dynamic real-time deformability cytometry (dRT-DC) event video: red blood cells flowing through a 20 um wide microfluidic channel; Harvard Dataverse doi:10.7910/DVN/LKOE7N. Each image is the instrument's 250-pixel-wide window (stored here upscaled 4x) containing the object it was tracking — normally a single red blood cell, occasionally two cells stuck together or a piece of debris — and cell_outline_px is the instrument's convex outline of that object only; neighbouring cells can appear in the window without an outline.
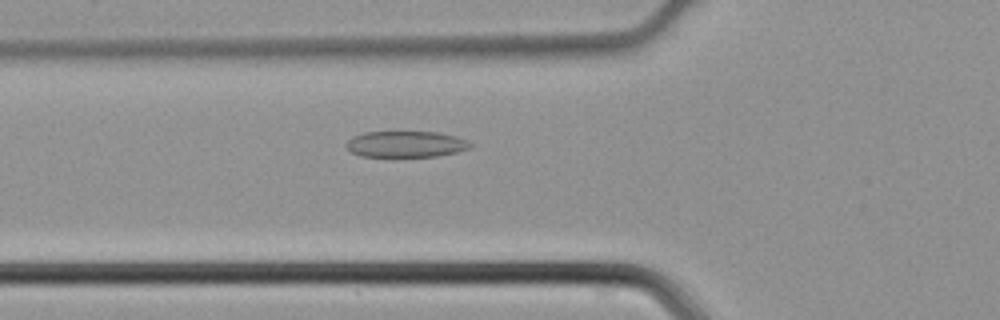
{"species": "common noctule bat (a hibernating species)", "species_latin": "Nyctalus noctula", "temperature_condition": "cold", "stored_images_in_passage": 31, "camera_frame_rate_fps": 3000, "um_per_image_px": 0.085, "animal": {"sex": "male", "body_mass_g": 21.5, "forearm_length_mm": 52.0}, "frame": {"image": 1, "passage_image": 2, "time_ms": 0.333, "image_size_px": [1000, 320], "cell_outline_px": [[472, 148], [456, 152], [436, 156], [392, 160], [360, 156], [352, 152], [344, 144], [352, 136], [364, 132], [440, 132], [456, 136], [468, 140], [472, 144]], "centroid_in_image_um": [34.47, 12.3], "position_along_channel_um": 91.3, "area_um2": 20.06}}
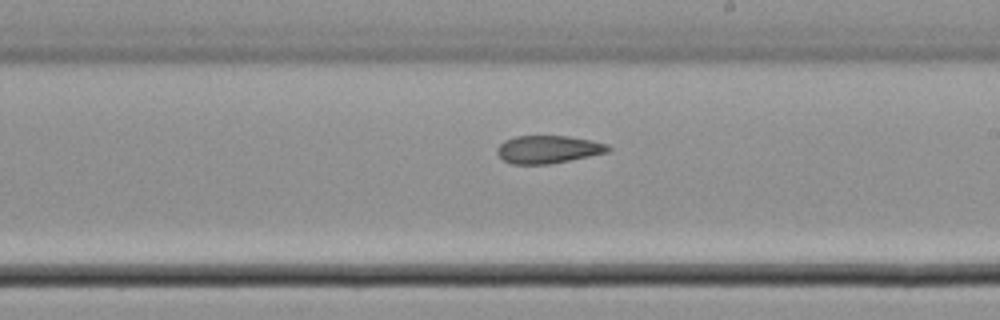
{"frame": {"image": 2, "passage_image": 12, "time_ms": 3.667, "image_size_px": [1000, 320], "cell_outline_px": [[612, 148], [608, 152], [552, 164], [512, 164], [504, 160], [496, 152], [496, 148], [504, 140], [516, 136], [568, 136], [592, 140], [608, 144]], "centroid_in_image_um": [46.6, 12.69], "position_along_channel_um": 242.4, "area_um2": 18.09}}
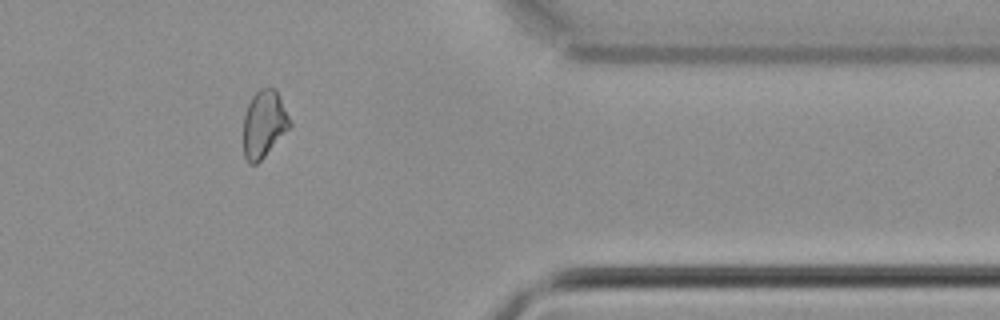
{"frame": {"image": 3, "passage_image": 23, "time_ms": 7.333, "image_size_px": [1000, 320], "cell_outline_px": [[292, 124], [264, 156], [256, 164], [248, 164], [244, 156], [244, 112], [252, 96], [260, 88], [268, 84], [272, 84], [276, 88], [280, 96]], "centroid_in_image_um": [22.43, 10.46], "position_along_channel_um": 389.0, "area_um2": 18.26}}